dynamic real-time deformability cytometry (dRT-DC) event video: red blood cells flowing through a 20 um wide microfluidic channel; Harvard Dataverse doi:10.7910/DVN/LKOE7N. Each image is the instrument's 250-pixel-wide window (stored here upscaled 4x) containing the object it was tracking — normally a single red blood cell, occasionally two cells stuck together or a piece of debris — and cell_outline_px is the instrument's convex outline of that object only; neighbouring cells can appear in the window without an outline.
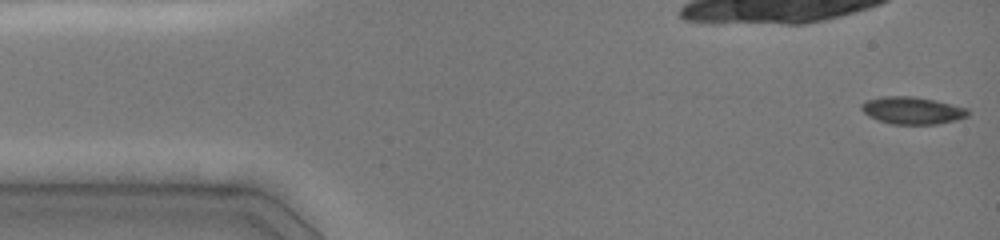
{"species": "common noctule bat (a hibernating species)", "species_latin": "Nyctalus noctula", "temperature_condition": "cold", "stored_images_in_passage": 7, "camera_frame_rate_fps": 3000, "um_per_image_px": 0.085, "animal": {"sex": "female", "body_mass_g": 19.0, "forearm_length_mm": 51.5}, "frame": {"image": 1, "passage_image": 1, "time_ms": 0.0, "image_size_px": [1000, 240], "cell_outline_px": [[968, 116], [956, 120], [936, 124], [888, 124], [868, 116], [860, 108], [860, 104], [864, 100], [880, 96], [916, 96], [936, 100], [968, 108]], "centroid_in_image_um": [77.5, 9.38], "position_along_channel_um": 7.5, "area_um2": 17.22}}
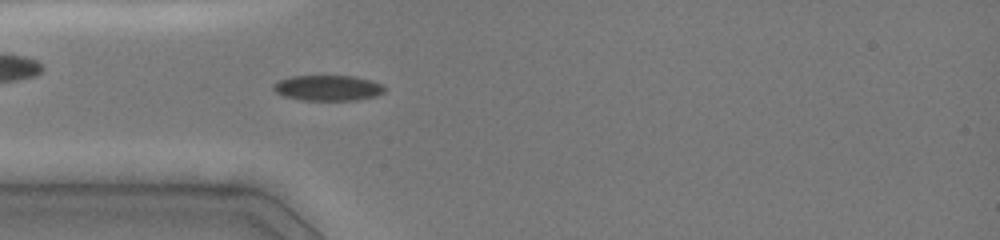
{"frame": {"image": 2, "passage_image": 7, "time_ms": 4.0, "image_size_px": [1000, 240], "cell_outline_px": [[384, 92], [376, 96], [356, 100], [300, 100], [284, 96], [276, 92], [272, 88], [272, 84], [280, 80], [292, 76], [356, 76], [372, 80], [384, 84]], "centroid_in_image_um": [27.89, 7.47], "position_along_channel_um": 57.1, "area_um2": 16.65}}